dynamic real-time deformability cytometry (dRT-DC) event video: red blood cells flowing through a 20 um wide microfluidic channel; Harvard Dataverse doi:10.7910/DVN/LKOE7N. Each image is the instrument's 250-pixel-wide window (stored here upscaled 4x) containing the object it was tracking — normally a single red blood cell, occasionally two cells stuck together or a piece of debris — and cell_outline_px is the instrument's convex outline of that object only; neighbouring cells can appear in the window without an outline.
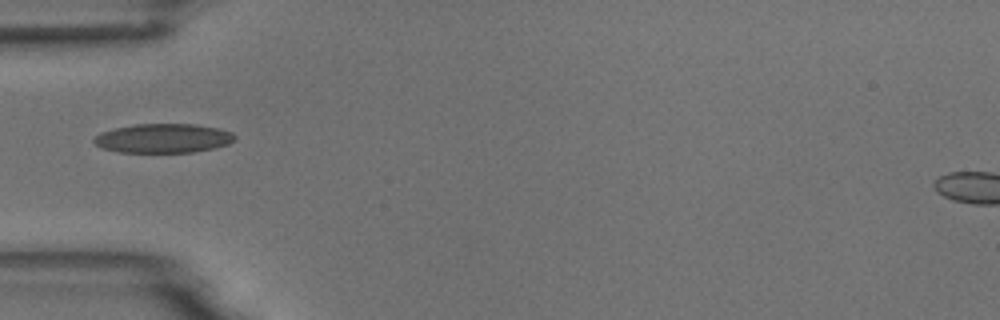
{"species": "common noctule bat (a hibernating species)", "species_latin": "Nyctalus noctula", "temperature_condition": "room temperature", "stored_images_in_passage": 38, "camera_frame_rate_fps": 3000, "um_per_image_px": 0.085, "animal": {"sex": "male", "body_mass_g": 18.8}, "frame": {"image": 1, "passage_image": 1, "time_ms": 0.0, "image_size_px": [1000, 320], "cell_outline_px": [[236, 140], [228, 144], [212, 148], [192, 152], [120, 152], [104, 148], [96, 144], [92, 140], [100, 132], [116, 128], [136, 124], [196, 124], [220, 128], [232, 132], [236, 136]], "centroid_in_image_um": [13.92, 11.74], "position_along_channel_um": 71.1, "area_um2": 23.87}}
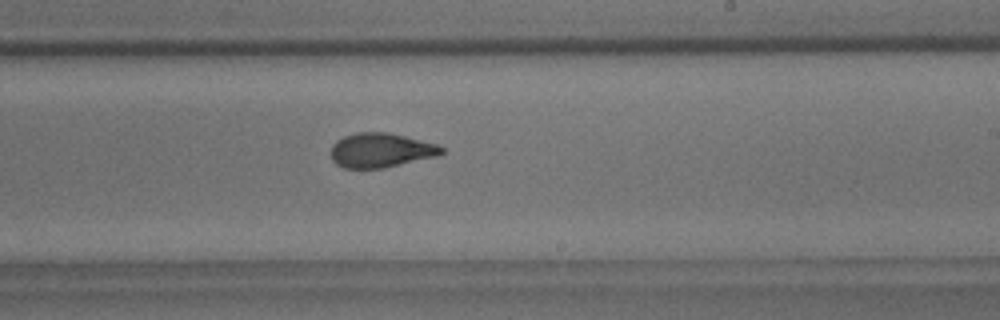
{"frame": {"image": 2, "passage_image": 16, "time_ms": 5.0, "image_size_px": [1000, 320], "cell_outline_px": [[444, 152], [440, 156], [384, 168], [344, 168], [336, 164], [332, 160], [332, 144], [336, 140], [344, 136], [356, 132], [388, 132], [436, 144], [444, 148]], "centroid_in_image_um": [32.38, 12.78], "position_along_channel_um": 256.6, "area_um2": 22.31}}
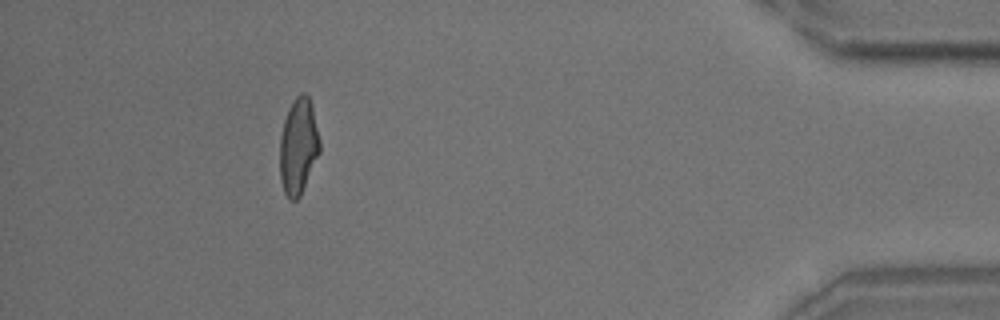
{"frame": {"image": 3, "passage_image": 33, "time_ms": 10.667, "image_size_px": [1000, 320], "cell_outline_px": [[320, 152], [300, 196], [296, 200], [288, 200], [284, 192], [280, 176], [280, 136], [284, 120], [288, 108], [296, 96], [300, 92], [304, 92], [308, 96], [312, 104], [320, 140]], "centroid_in_image_um": [25.36, 12.42], "position_along_channel_um": 409.8, "area_um2": 22.48}, "authors_computed_cell_mechanics": {"area_um2": 22.4553, "velocity_mm_per_s": 3.685, "shape_relaxation_time_tau1_ms": 4.7596, "shape_relaxation_time_tau2_ms": 1.136, "deformation_change_tau1": 0.165, "deformation_change_tau2": 0.0691}}